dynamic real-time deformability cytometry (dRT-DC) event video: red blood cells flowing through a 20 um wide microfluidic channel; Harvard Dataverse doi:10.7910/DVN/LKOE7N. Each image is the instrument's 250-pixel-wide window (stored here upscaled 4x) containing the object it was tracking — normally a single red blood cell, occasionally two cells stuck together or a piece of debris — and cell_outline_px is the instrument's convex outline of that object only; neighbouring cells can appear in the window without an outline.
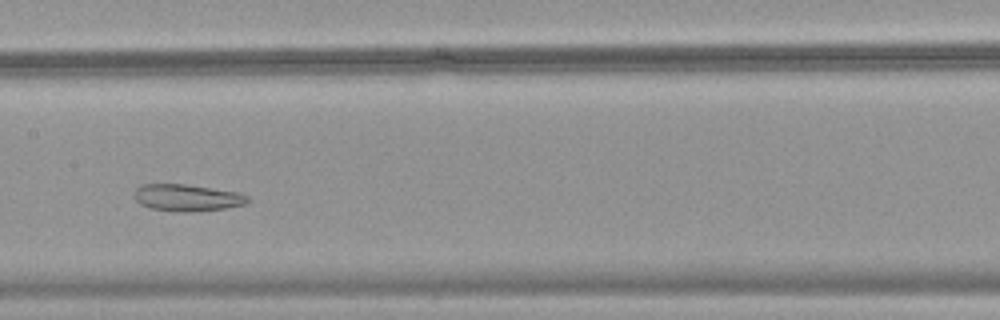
{"species": "common noctule bat (a hibernating species)", "species_latin": "Nyctalus noctula", "temperature_condition": "warm", "stored_images_in_passage": 41, "camera_frame_rate_fps": 3000, "um_per_image_px": 0.085, "animal": {"sex": "female", "body_mass_g": 18.4}, "frame": {"image": 1, "passage_image": 17, "time_ms": 5.333, "image_size_px": [1000, 320], "cell_outline_px": [[252, 200], [244, 204], [228, 208], [192, 212], [176, 212], [148, 208], [140, 204], [132, 196], [136, 188], [140, 184], [184, 184], [240, 192], [248, 196]], "centroid_in_image_um": [15.9, 16.81], "position_along_channel_um": 191.5, "area_um2": 18.15}}
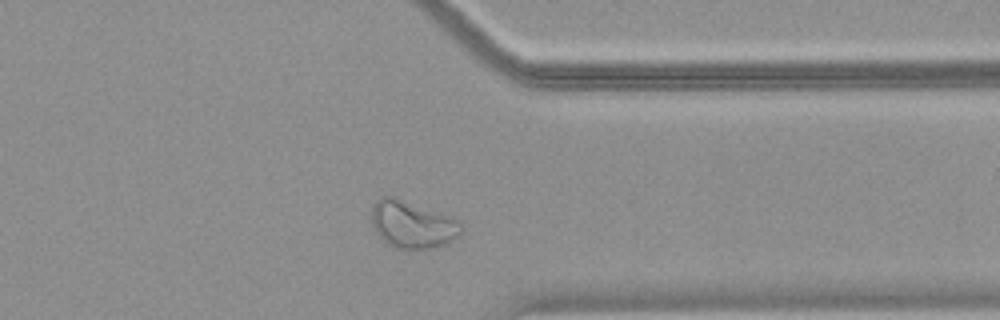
{"frame": {"image": 2, "passage_image": 31, "time_ms": 10.0, "image_size_px": [1000, 320], "cell_outline_px": [[464, 228], [456, 236], [444, 244], [428, 248], [400, 248], [388, 244], [372, 228], [372, 204], [380, 196], [392, 196], [460, 220]], "centroid_in_image_um": [35.01, 19.06], "position_along_channel_um": 376.4, "area_um2": 24.22}}
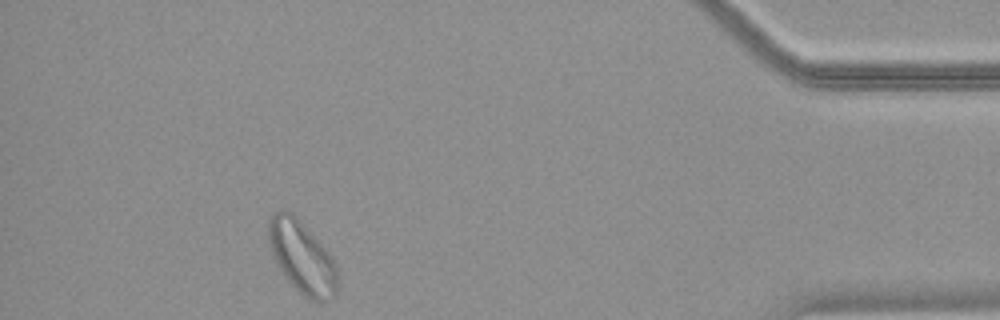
{"frame": {"image": 3, "passage_image": 37, "time_ms": 12.0, "image_size_px": [1000, 320], "cell_outline_px": [[336, 296], [332, 300], [324, 304], [320, 304], [304, 296], [288, 280], [276, 264], [268, 240], [268, 220], [280, 208], [284, 208], [292, 212], [300, 220], [332, 256], [336, 268]], "centroid_in_image_um": [25.67, 21.87], "position_along_channel_um": 409.5, "area_um2": 29.19}}